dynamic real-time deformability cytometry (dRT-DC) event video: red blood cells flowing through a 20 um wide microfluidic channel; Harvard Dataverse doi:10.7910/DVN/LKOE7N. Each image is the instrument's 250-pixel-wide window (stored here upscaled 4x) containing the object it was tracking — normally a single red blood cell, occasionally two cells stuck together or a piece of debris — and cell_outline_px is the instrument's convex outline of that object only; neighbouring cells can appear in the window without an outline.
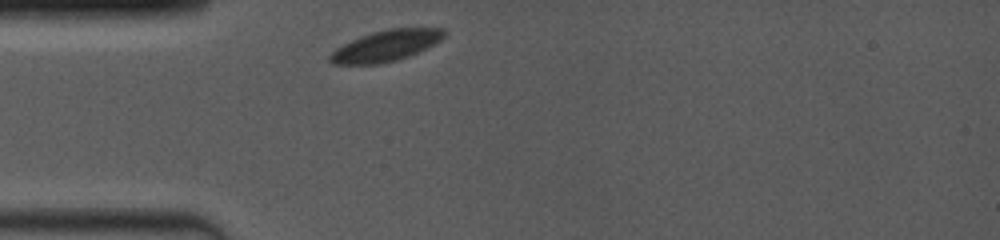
{"species": "common noctule bat (a hibernating species)", "species_latin": "Nyctalus noctula", "temperature_condition": "room temperature", "stored_images_in_passage": 34, "camera_frame_rate_fps": 4000, "um_per_image_px": 0.085, "animal": {"sex": "female", "body_mass_g": 19.0, "forearm_length_mm": 53.3}, "frame": {"image": 1, "passage_image": 1, "time_ms": 0.0, "image_size_px": [1000, 240], "cell_outline_px": [[444, 36], [440, 40], [408, 56], [396, 60], [380, 64], [332, 64], [328, 60], [328, 56], [336, 48], [360, 36], [372, 32], [388, 28], [444, 28]], "centroid_in_image_um": [32.75, 3.89], "position_along_channel_um": 52.3, "area_um2": 20.35}}
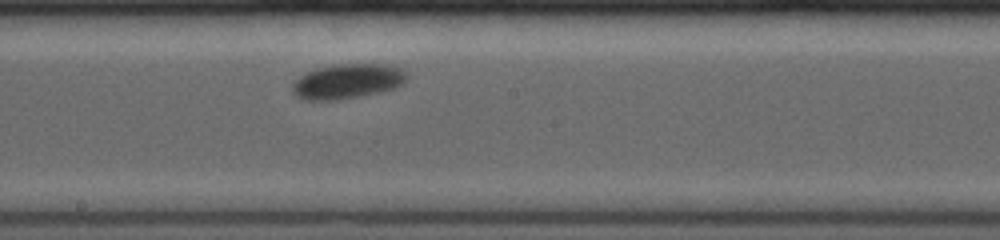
{"frame": {"image": 2, "passage_image": 21, "time_ms": 4.75, "image_size_px": [1000, 240], "cell_outline_px": [[408, 80], [404, 84], [396, 88], [380, 92], [360, 96], [336, 100], [304, 100], [296, 96], [292, 92], [292, 84], [300, 76], [316, 68], [336, 64], [384, 64], [400, 68], [408, 76]], "centroid_in_image_um": [29.55, 6.92], "position_along_channel_um": 218.7, "area_um2": 23.35}}
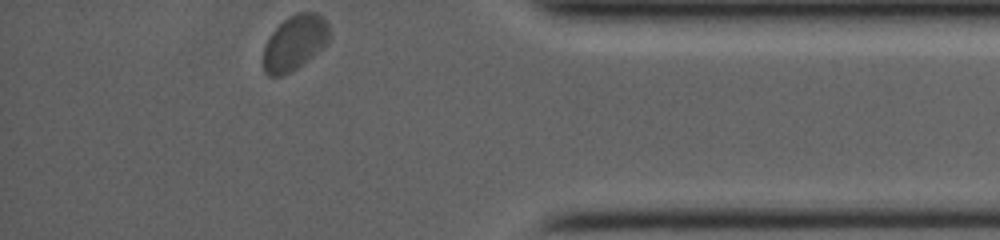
{"frame": {"image": 3, "passage_image": 34, "time_ms": 10.25, "image_size_px": [1000, 240], "cell_outline_px": [[328, 44], [296, 68], [280, 76], [268, 76], [264, 72], [264, 44], [272, 32], [288, 16], [296, 12], [316, 12], [324, 16], [328, 24]], "centroid_in_image_um": [25.05, 3.6], "position_along_channel_um": 410.1, "area_um2": 21.1}, "authors_computed_cell_mechanics": {"area_um2": 21.7906, "velocity_mm_per_s": 3.6948, "shape_relaxation_time_tau1_ms": 9.084, "shape_relaxation_time_tau2_ms": null, "deformation_change_tau1": 0.1543, "deformation_change_tau2": null}}